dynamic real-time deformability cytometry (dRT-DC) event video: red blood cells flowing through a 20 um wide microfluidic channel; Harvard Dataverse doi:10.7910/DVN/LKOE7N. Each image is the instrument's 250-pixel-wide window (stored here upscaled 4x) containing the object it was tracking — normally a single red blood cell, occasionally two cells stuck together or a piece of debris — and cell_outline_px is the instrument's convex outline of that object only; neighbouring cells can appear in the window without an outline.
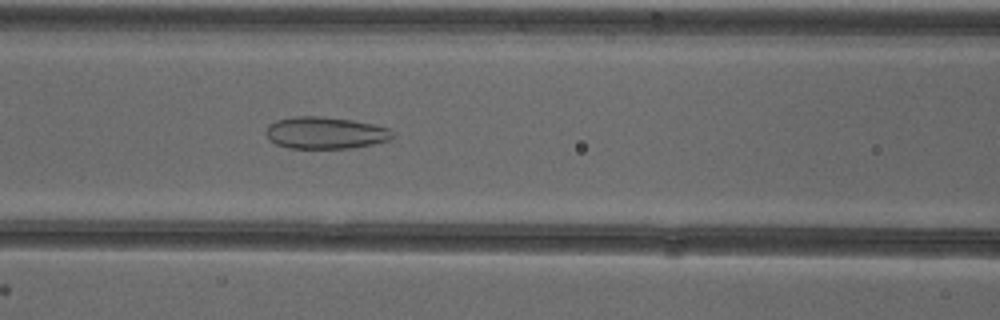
{"species": "common noctule bat (a hibernating species)", "species_latin": "Nyctalus noctula", "temperature_condition": "cold", "stored_images_in_passage": 52, "camera_frame_rate_fps": 3000, "um_per_image_px": 0.085, "animal": {"sex": "female"}, "frame": {"image": 1, "passage_image": 22, "time_ms": 7.0, "image_size_px": [1000, 320], "cell_outline_px": [[392, 136], [388, 140], [372, 144], [352, 148], [288, 148], [276, 144], [264, 132], [268, 124], [276, 120], [292, 116], [320, 116], [352, 120], [372, 124], [388, 128], [392, 132]], "centroid_in_image_um": [27.6, 11.28], "position_along_channel_um": 139.0, "area_um2": 23.47}}
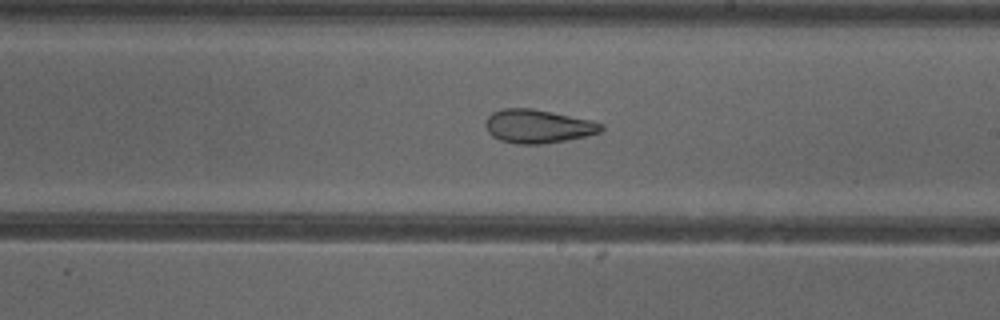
{"frame": {"image": 2, "passage_image": 30, "time_ms": 9.667, "image_size_px": [1000, 320], "cell_outline_px": [[604, 128], [600, 132], [588, 136], [540, 144], [516, 144], [500, 140], [492, 136], [488, 132], [484, 124], [488, 116], [492, 112], [504, 108], [532, 108], [592, 120], [604, 124]], "centroid_in_image_um": [45.72, 10.73], "position_along_channel_um": 243.3, "area_um2": 22.72}}
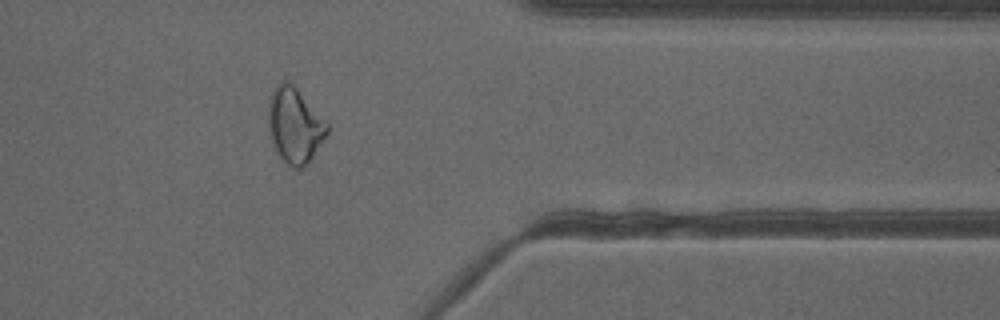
{"frame": {"image": 3, "passage_image": 42, "time_ms": 13.667, "image_size_px": [1000, 320], "cell_outline_px": [[328, 132], [308, 164], [304, 168], [292, 168], [276, 152], [268, 128], [268, 96], [276, 84], [284, 80], [288, 80], [296, 88], [328, 124]], "centroid_in_image_um": [25.02, 10.65], "position_along_channel_um": 386.4, "area_um2": 25.72}, "authors_computed_cell_mechanics": {"area_um2": 27.5128, "velocity_mm_per_s": 3.9127, "shape_relaxation_time_tau1_ms": null, "shape_relaxation_time_tau2_ms": 2.1099, "deformation_change_tau1": null, "deformation_change_tau2": 0.1043}}